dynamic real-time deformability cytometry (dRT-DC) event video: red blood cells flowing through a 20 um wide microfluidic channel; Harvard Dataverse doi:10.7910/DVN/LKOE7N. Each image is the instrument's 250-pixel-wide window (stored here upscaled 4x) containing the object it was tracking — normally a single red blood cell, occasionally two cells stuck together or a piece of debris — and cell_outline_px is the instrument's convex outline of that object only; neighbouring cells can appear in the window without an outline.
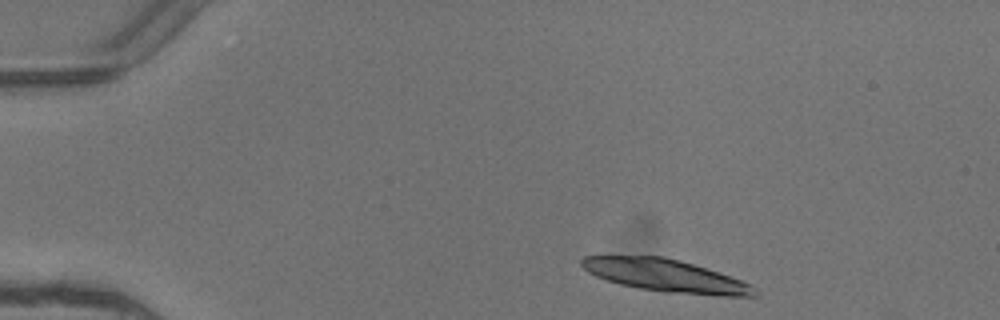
{"species": "common noctule bat (a hibernating species)", "species_latin": "Nyctalus noctula", "temperature_condition": "warm", "stored_images_in_passage": 3, "camera_frame_rate_fps": 3000, "um_per_image_px": 0.085, "animal": {"sex": "female"}, "frame": {"image": 1, "passage_image": 1, "time_ms": 0.0, "image_size_px": [1000, 320], "cell_outline_px": [[760, 292], [756, 296], [720, 296], [664, 292], [640, 288], [620, 284], [604, 280], [588, 272], [580, 264], [580, 260], [584, 256], [664, 256], [680, 260], [752, 284]], "centroid_in_image_um": [56.58, 23.44], "position_along_channel_um": 28.4, "area_um2": 32.66}}